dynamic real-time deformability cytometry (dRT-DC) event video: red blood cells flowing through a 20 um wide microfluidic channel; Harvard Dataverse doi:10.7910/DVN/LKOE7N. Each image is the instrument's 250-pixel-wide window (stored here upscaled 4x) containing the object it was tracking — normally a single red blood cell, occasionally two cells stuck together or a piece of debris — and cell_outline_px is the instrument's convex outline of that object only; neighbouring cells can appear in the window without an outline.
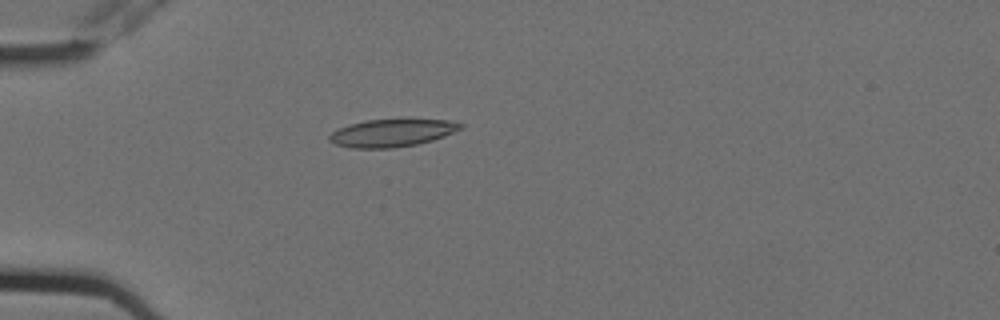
{"species": "Egyptian fruit bat (a non-hibernating species)", "species_latin": "Rousettus aegyptiacus", "temperature_condition": "cold", "stored_images_in_passage": 5, "camera_frame_rate_fps": 3000, "um_per_image_px": 0.085, "animal": {"sex": "female"}, "frame": {"image": 1, "passage_image": 5, "time_ms": 1.333, "image_size_px": [1000, 320], "cell_outline_px": [[464, 128], [444, 136], [432, 140], [416, 144], [392, 148], [352, 148], [336, 144], [328, 140], [328, 136], [332, 132], [348, 124], [364, 120], [400, 116], [408, 116], [448, 120], [464, 124]], "centroid_in_image_um": [33.38, 11.23], "position_along_channel_um": 51.6, "area_um2": 22.25}}